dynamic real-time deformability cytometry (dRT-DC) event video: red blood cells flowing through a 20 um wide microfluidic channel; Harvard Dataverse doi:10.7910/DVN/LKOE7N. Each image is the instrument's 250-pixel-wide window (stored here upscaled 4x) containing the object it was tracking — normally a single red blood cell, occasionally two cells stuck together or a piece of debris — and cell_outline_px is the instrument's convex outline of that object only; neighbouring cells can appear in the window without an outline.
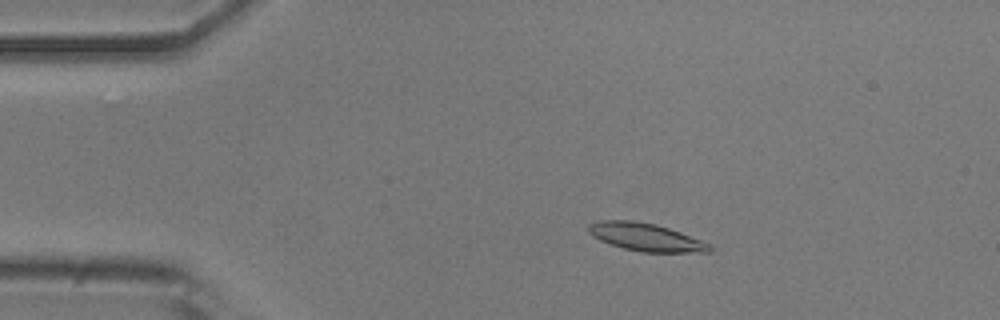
{"species": "common noctule bat (a hibernating species)", "species_latin": "Nyctalus noctula", "temperature_condition": "room temperature", "stored_images_in_passage": 7, "camera_frame_rate_fps": 3000, "um_per_image_px": 0.085, "animal": {"sex": "male", "body_mass_g": 20.5, "forearm_length_mm": 52.5}, "frame": {"image": 1, "passage_image": 1, "time_ms": 0.0, "image_size_px": [1000, 320], "cell_outline_px": [[712, 252], [640, 252], [624, 248], [600, 240], [592, 236], [588, 232], [588, 224], [600, 220], [632, 220], [656, 224], [680, 232], [712, 244]], "centroid_in_image_um": [54.9, 20.15], "position_along_channel_um": 30.1, "area_um2": 19.65}}
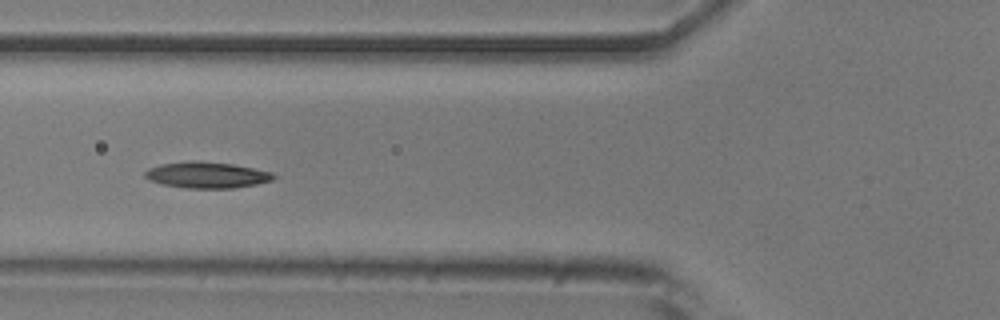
{"frame": {"image": 2, "passage_image": 4, "time_ms": 1.0, "image_size_px": [1000, 320], "cell_outline_px": [[276, 176], [272, 180], [256, 184], [232, 188], [184, 188], [160, 184], [148, 180], [144, 176], [144, 172], [148, 168], [160, 164], [192, 160], [200, 160], [232, 164], [272, 172]], "centroid_in_image_um": [17.52, 14.87], "position_along_channel_um": 108.3, "area_um2": 19.77}}
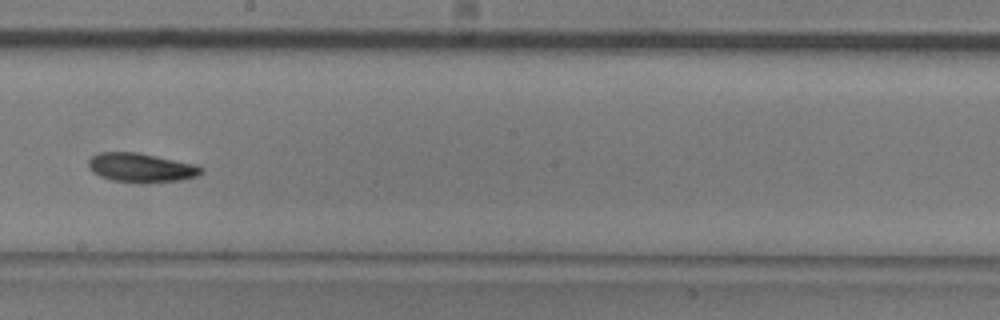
{"frame": {"image": 3, "passage_image": 7, "time_ms": 2.0, "image_size_px": [1000, 320], "cell_outline_px": [[204, 172], [196, 176], [180, 180], [148, 184], [140, 184], [112, 180], [100, 176], [92, 172], [88, 168], [88, 160], [92, 156], [100, 152], [136, 152], [196, 164], [204, 168]], "centroid_in_image_um": [11.99, 14.27], "position_along_channel_um": 236.2, "area_um2": 19.48}}